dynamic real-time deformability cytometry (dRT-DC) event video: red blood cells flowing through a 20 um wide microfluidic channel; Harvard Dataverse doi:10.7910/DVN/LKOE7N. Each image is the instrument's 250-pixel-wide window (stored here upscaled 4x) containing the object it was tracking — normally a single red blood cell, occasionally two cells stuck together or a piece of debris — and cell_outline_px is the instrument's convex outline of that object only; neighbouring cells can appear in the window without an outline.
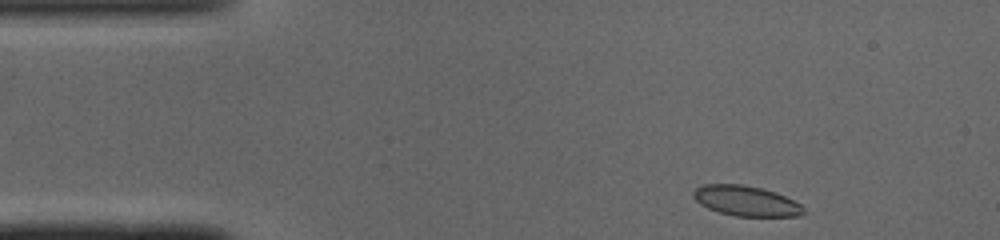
{"species": "common noctule bat (a hibernating species)", "species_latin": "Nyctalus noctula", "temperature_condition": "cold", "stored_images_in_passage": 43, "camera_frame_rate_fps": 3000, "um_per_image_px": 0.085, "animal": {"sex": "male", "body_mass_g": 19.0, "forearm_length_mm": 50.8}, "frame": {"image": 1, "passage_image": 1, "time_ms": 0.0, "image_size_px": [1000, 240], "cell_outline_px": [[808, 212], [804, 216], [736, 216], [720, 212], [708, 208], [700, 204], [692, 196], [692, 192], [696, 188], [704, 184], [740, 184], [760, 188], [776, 192], [800, 204]], "centroid_in_image_um": [63.44, 17.08], "position_along_channel_um": 21.6, "area_um2": 19.42}}
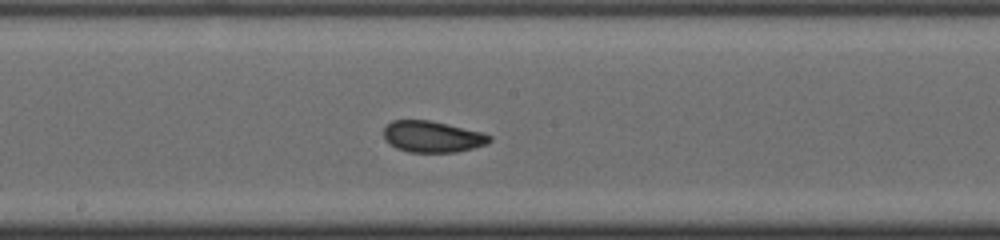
{"frame": {"image": 2, "passage_image": 20, "time_ms": 6.333, "image_size_px": [1000, 240], "cell_outline_px": [[492, 140], [488, 144], [456, 152], [408, 152], [396, 148], [388, 144], [384, 140], [384, 128], [392, 120], [428, 120], [480, 132], [492, 136]], "centroid_in_image_um": [36.72, 11.63], "position_along_channel_um": 211.5, "area_um2": 19.25}}
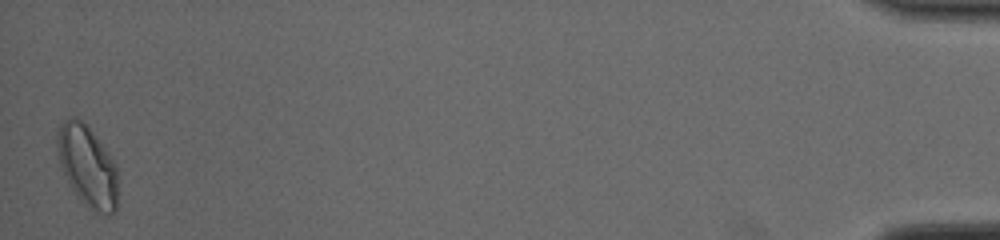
{"frame": {"image": 3, "passage_image": 43, "time_ms": 14.0, "image_size_px": [1000, 240], "cell_outline_px": [[116, 212], [112, 216], [104, 216], [92, 212], [80, 200], [72, 188], [60, 164], [56, 144], [56, 132], [60, 124], [64, 120], [80, 120], [88, 124], [108, 152], [116, 164]], "centroid_in_image_um": [7.44, 14.16], "position_along_channel_um": 427.8, "area_um2": 28.78}, "authors_computed_cell_mechanics": {"area_um2": 20.0566, "velocity_mm_per_s": 4.0782, "shape_relaxation_time_tau1_ms": 3.6479, "shape_relaxation_time_tau2_ms": 1.1925, "deformation_change_tau1": 0.0926, "deformation_change_tau2": 0.047}}